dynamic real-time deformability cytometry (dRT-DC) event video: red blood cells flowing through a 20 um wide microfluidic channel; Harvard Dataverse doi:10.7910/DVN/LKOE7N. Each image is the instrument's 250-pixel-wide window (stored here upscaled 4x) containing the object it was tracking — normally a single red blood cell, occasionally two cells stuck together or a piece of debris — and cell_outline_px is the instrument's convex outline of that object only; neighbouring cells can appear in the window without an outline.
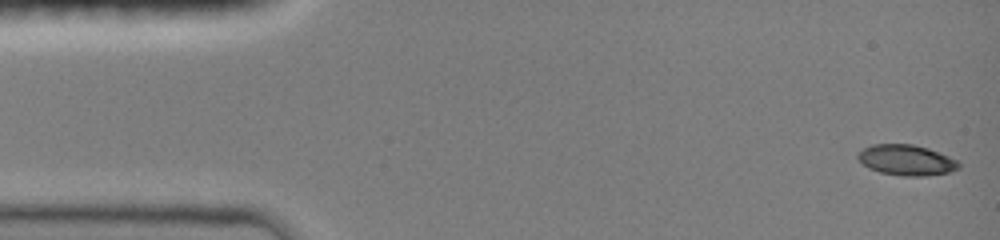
{"species": "common noctule bat (a hibernating species)", "species_latin": "Nyctalus noctula", "temperature_condition": "room temperature", "stored_images_in_passage": 47, "camera_frame_rate_fps": 3000, "um_per_image_px": 0.085, "animal": {"sex": "female", "body_mass_g": 19.0, "forearm_length_mm": 51.5}, "frame": {"image": 1, "passage_image": 1, "time_ms": 0.0, "image_size_px": [1000, 240], "cell_outline_px": [[960, 168], [948, 172], [924, 176], [904, 176], [880, 172], [868, 168], [856, 156], [864, 148], [872, 144], [912, 144], [928, 148], [948, 156], [956, 160], [960, 164]], "centroid_in_image_um": [77.05, 13.6], "position_along_channel_um": 8.0, "area_um2": 17.8}}
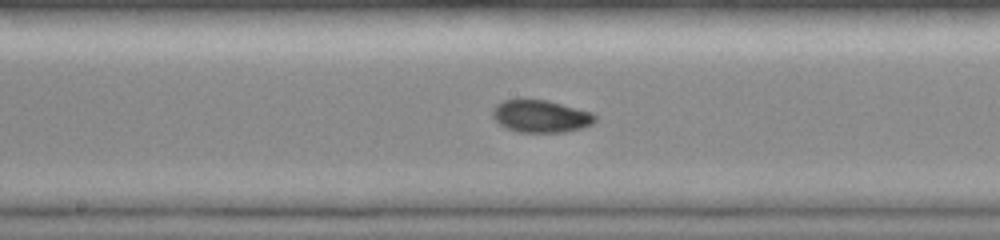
{"frame": {"image": 2, "passage_image": 24, "time_ms": 7.667, "image_size_px": [1000, 240], "cell_outline_px": [[596, 120], [592, 124], [580, 128], [564, 132], [520, 132], [508, 128], [500, 124], [492, 116], [492, 108], [496, 104], [504, 100], [548, 100], [592, 112], [596, 116]], "centroid_in_image_um": [45.97, 9.88], "position_along_channel_um": 202.2, "area_um2": 19.19}}
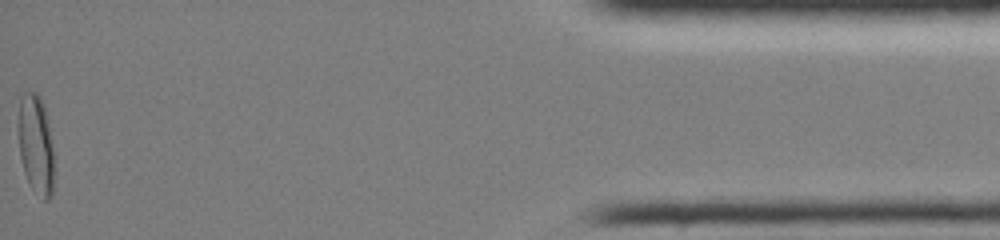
{"frame": {"image": 3, "passage_image": 47, "time_ms": 15.333, "image_size_px": [1000, 240], "cell_outline_px": [[52, 196], [48, 200], [44, 200], [32, 188], [24, 172], [20, 156], [20, 96], [24, 92], [36, 92], [40, 96], [44, 108], [48, 124], [52, 148]], "centroid_in_image_um": [3.05, 12.29], "position_along_channel_um": 432.2, "area_um2": 19.83}, "authors_computed_cell_mechanics": {"area_um2": 18.7272, "velocity_mm_per_s": 4.0779, "shape_relaxation_time_tau1_ms": 4.3662, "shape_relaxation_time_tau2_ms": 1.6847, "deformation_change_tau1": 0.1867, "deformation_change_tau2": 0.047}}